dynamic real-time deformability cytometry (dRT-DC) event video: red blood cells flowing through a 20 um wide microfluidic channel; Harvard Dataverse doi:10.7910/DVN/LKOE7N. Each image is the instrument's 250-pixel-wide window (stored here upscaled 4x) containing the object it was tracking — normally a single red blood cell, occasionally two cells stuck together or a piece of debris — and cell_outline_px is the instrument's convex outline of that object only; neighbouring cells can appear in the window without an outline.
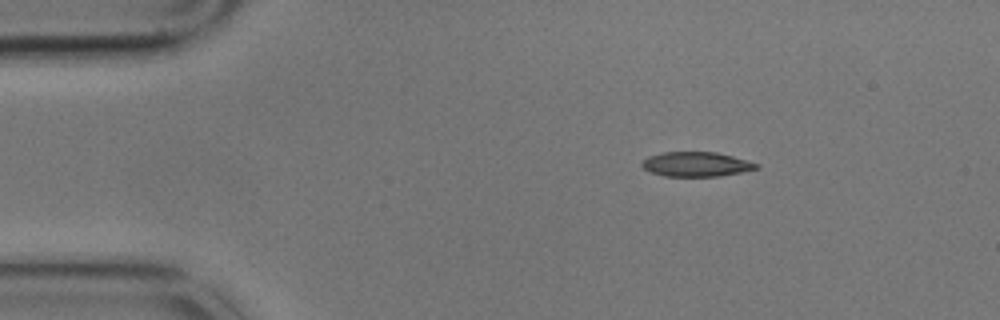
{"species": "common noctule bat (a hibernating species)", "species_latin": "Nyctalus noctula", "temperature_condition": "cold", "stored_images_in_passage": 4, "camera_frame_rate_fps": 3000, "um_per_image_px": 0.085, "animal": {"sex": "male", "body_mass_g": 17.9}, "frame": {"image": 1, "passage_image": 2, "time_ms": 0.333, "image_size_px": [1000, 320], "cell_outline_px": [[760, 168], [720, 176], [664, 176], [652, 172], [644, 168], [640, 164], [648, 156], [664, 152], [716, 152], [732, 156], [760, 164]], "centroid_in_image_um": [59.19, 13.96], "position_along_channel_um": 25.8, "area_um2": 16.3}}